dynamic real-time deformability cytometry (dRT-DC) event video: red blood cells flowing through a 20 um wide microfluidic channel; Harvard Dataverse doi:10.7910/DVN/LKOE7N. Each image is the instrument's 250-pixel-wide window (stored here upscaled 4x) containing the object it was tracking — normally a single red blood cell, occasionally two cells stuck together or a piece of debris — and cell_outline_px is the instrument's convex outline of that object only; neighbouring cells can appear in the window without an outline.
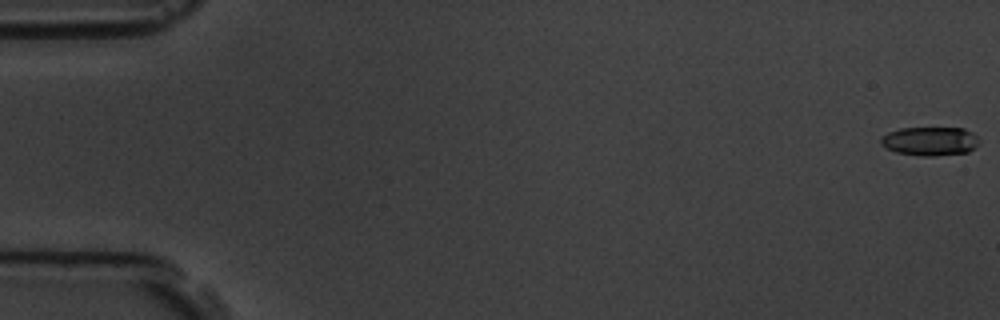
{"species": "common noctule bat (a hibernating species)", "species_latin": "Nyctalus noctula", "temperature_condition": "room temperature", "stored_images_in_passage": 16, "camera_frame_rate_fps": 3000, "um_per_image_px": 0.085, "animal": {"sex": "male", "body_mass_g": 19.5, "forearm_length_mm": 54.6}, "frame": {"image": 1, "passage_image": 1, "time_ms": 0.0, "image_size_px": [1000, 320], "cell_outline_px": [[976, 144], [968, 152], [936, 156], [920, 156], [896, 152], [884, 148], [880, 144], [880, 136], [888, 132], [900, 128], [964, 128], [972, 132], [976, 136]], "centroid_in_image_um": [78.96, 12.0], "position_along_channel_um": 6.0, "area_um2": 16.53}}
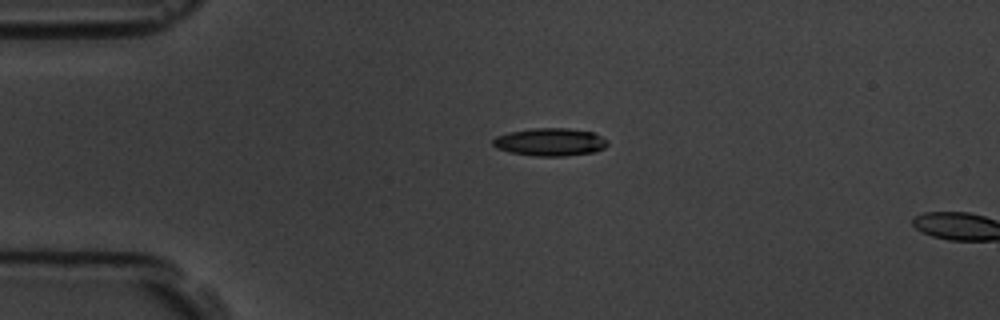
{"frame": {"image": 2, "passage_image": 14, "time_ms": 4.333, "image_size_px": [1000, 320], "cell_outline_px": [[608, 144], [604, 148], [596, 152], [564, 156], [532, 156], [508, 152], [496, 148], [492, 144], [492, 140], [496, 136], [508, 132], [532, 128], [568, 128], [592, 132], [608, 140]], "centroid_in_image_um": [46.74, 12.08], "position_along_channel_um": 38.3, "area_um2": 18.79}}